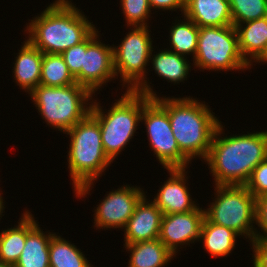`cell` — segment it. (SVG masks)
Listing matches in <instances>:
<instances>
[{"label": "cell", "instance_id": "6da1fadb", "mask_svg": "<svg viewBox=\"0 0 267 267\" xmlns=\"http://www.w3.org/2000/svg\"><path fill=\"white\" fill-rule=\"evenodd\" d=\"M222 129L219 124L205 159L215 185H245L254 168L267 159V131L220 138Z\"/></svg>", "mask_w": 267, "mask_h": 267}, {"label": "cell", "instance_id": "7a4b0ae2", "mask_svg": "<svg viewBox=\"0 0 267 267\" xmlns=\"http://www.w3.org/2000/svg\"><path fill=\"white\" fill-rule=\"evenodd\" d=\"M70 2L55 1L27 26L28 41L43 54H61L97 30Z\"/></svg>", "mask_w": 267, "mask_h": 267}, {"label": "cell", "instance_id": "3957f363", "mask_svg": "<svg viewBox=\"0 0 267 267\" xmlns=\"http://www.w3.org/2000/svg\"><path fill=\"white\" fill-rule=\"evenodd\" d=\"M168 112L173 135L180 151L191 161L193 156L206 159L220 122L205 103L184 98H155Z\"/></svg>", "mask_w": 267, "mask_h": 267}, {"label": "cell", "instance_id": "277c9868", "mask_svg": "<svg viewBox=\"0 0 267 267\" xmlns=\"http://www.w3.org/2000/svg\"><path fill=\"white\" fill-rule=\"evenodd\" d=\"M67 134L71 138L68 168L76 196L84 197L93 181L112 161L105 154L100 125L91 113L68 130Z\"/></svg>", "mask_w": 267, "mask_h": 267}, {"label": "cell", "instance_id": "5b68a950", "mask_svg": "<svg viewBox=\"0 0 267 267\" xmlns=\"http://www.w3.org/2000/svg\"><path fill=\"white\" fill-rule=\"evenodd\" d=\"M150 99L146 95L126 90L107 114L102 112L96 102L91 104L90 113L98 120L103 148L111 161L134 136L138 122L141 121L143 106Z\"/></svg>", "mask_w": 267, "mask_h": 267}, {"label": "cell", "instance_id": "8992f818", "mask_svg": "<svg viewBox=\"0 0 267 267\" xmlns=\"http://www.w3.org/2000/svg\"><path fill=\"white\" fill-rule=\"evenodd\" d=\"M29 94L46 123L64 133L84 119L92 107L86 102L93 93L78 83L60 87L39 84Z\"/></svg>", "mask_w": 267, "mask_h": 267}, {"label": "cell", "instance_id": "52a82bcc", "mask_svg": "<svg viewBox=\"0 0 267 267\" xmlns=\"http://www.w3.org/2000/svg\"><path fill=\"white\" fill-rule=\"evenodd\" d=\"M149 32L148 26H135L118 47H113L114 70L115 76L119 73L123 83L128 84V91L155 99L156 93L152 92L144 78L145 67L153 51Z\"/></svg>", "mask_w": 267, "mask_h": 267}, {"label": "cell", "instance_id": "ba28073f", "mask_svg": "<svg viewBox=\"0 0 267 267\" xmlns=\"http://www.w3.org/2000/svg\"><path fill=\"white\" fill-rule=\"evenodd\" d=\"M217 198L205 217L212 223L234 230L239 235L255 239L256 198L245 185H216Z\"/></svg>", "mask_w": 267, "mask_h": 267}, {"label": "cell", "instance_id": "9c48e42d", "mask_svg": "<svg viewBox=\"0 0 267 267\" xmlns=\"http://www.w3.org/2000/svg\"><path fill=\"white\" fill-rule=\"evenodd\" d=\"M193 61L196 67L215 71L244 70L250 66L241 55L234 25L200 27Z\"/></svg>", "mask_w": 267, "mask_h": 267}, {"label": "cell", "instance_id": "30bf717a", "mask_svg": "<svg viewBox=\"0 0 267 267\" xmlns=\"http://www.w3.org/2000/svg\"><path fill=\"white\" fill-rule=\"evenodd\" d=\"M141 120L146 124L149 142L165 169H185L189 159L180 151L173 135L168 112L153 98L144 106Z\"/></svg>", "mask_w": 267, "mask_h": 267}, {"label": "cell", "instance_id": "8fae6325", "mask_svg": "<svg viewBox=\"0 0 267 267\" xmlns=\"http://www.w3.org/2000/svg\"><path fill=\"white\" fill-rule=\"evenodd\" d=\"M98 31H94L86 39L81 72L75 77L76 83L89 89L92 93L102 84L115 78L113 47L97 41Z\"/></svg>", "mask_w": 267, "mask_h": 267}, {"label": "cell", "instance_id": "7c38bea8", "mask_svg": "<svg viewBox=\"0 0 267 267\" xmlns=\"http://www.w3.org/2000/svg\"><path fill=\"white\" fill-rule=\"evenodd\" d=\"M96 208L94 223L98 228H124L140 199L145 195L140 187L122 186L107 194Z\"/></svg>", "mask_w": 267, "mask_h": 267}, {"label": "cell", "instance_id": "4fadbf2b", "mask_svg": "<svg viewBox=\"0 0 267 267\" xmlns=\"http://www.w3.org/2000/svg\"><path fill=\"white\" fill-rule=\"evenodd\" d=\"M204 218L205 211L199 207L186 213L163 215L159 239L174 255L177 246L200 238Z\"/></svg>", "mask_w": 267, "mask_h": 267}, {"label": "cell", "instance_id": "5bb4252c", "mask_svg": "<svg viewBox=\"0 0 267 267\" xmlns=\"http://www.w3.org/2000/svg\"><path fill=\"white\" fill-rule=\"evenodd\" d=\"M145 195L135 207L133 215L129 218L124 229L125 245L139 241L159 239L162 219L161 210L154 202H146Z\"/></svg>", "mask_w": 267, "mask_h": 267}, {"label": "cell", "instance_id": "9a60e30c", "mask_svg": "<svg viewBox=\"0 0 267 267\" xmlns=\"http://www.w3.org/2000/svg\"><path fill=\"white\" fill-rule=\"evenodd\" d=\"M186 169H168L170 178L162 185L153 202L163 215L186 213L198 208L192 202L188 187L185 185Z\"/></svg>", "mask_w": 267, "mask_h": 267}, {"label": "cell", "instance_id": "2e32d148", "mask_svg": "<svg viewBox=\"0 0 267 267\" xmlns=\"http://www.w3.org/2000/svg\"><path fill=\"white\" fill-rule=\"evenodd\" d=\"M183 14L199 28L233 25L229 0H185Z\"/></svg>", "mask_w": 267, "mask_h": 267}, {"label": "cell", "instance_id": "e0dca14e", "mask_svg": "<svg viewBox=\"0 0 267 267\" xmlns=\"http://www.w3.org/2000/svg\"><path fill=\"white\" fill-rule=\"evenodd\" d=\"M242 25L235 26L239 49L244 60L251 66L252 59L260 62L267 52V16L246 22L244 28Z\"/></svg>", "mask_w": 267, "mask_h": 267}, {"label": "cell", "instance_id": "ac0fdd59", "mask_svg": "<svg viewBox=\"0 0 267 267\" xmlns=\"http://www.w3.org/2000/svg\"><path fill=\"white\" fill-rule=\"evenodd\" d=\"M14 65V78L22 89L31 93L39 84L43 53L28 40L19 50Z\"/></svg>", "mask_w": 267, "mask_h": 267}, {"label": "cell", "instance_id": "d6986e66", "mask_svg": "<svg viewBox=\"0 0 267 267\" xmlns=\"http://www.w3.org/2000/svg\"><path fill=\"white\" fill-rule=\"evenodd\" d=\"M17 227L0 233V261L14 266L25 247L27 234L37 225L32 214L25 211Z\"/></svg>", "mask_w": 267, "mask_h": 267}, {"label": "cell", "instance_id": "ffe728a7", "mask_svg": "<svg viewBox=\"0 0 267 267\" xmlns=\"http://www.w3.org/2000/svg\"><path fill=\"white\" fill-rule=\"evenodd\" d=\"M132 254L128 267H164L174 256L160 239L124 245Z\"/></svg>", "mask_w": 267, "mask_h": 267}, {"label": "cell", "instance_id": "44dd1931", "mask_svg": "<svg viewBox=\"0 0 267 267\" xmlns=\"http://www.w3.org/2000/svg\"><path fill=\"white\" fill-rule=\"evenodd\" d=\"M38 226L27 234L24 250L13 267H50L49 242L54 234L45 235Z\"/></svg>", "mask_w": 267, "mask_h": 267}, {"label": "cell", "instance_id": "7402d4cb", "mask_svg": "<svg viewBox=\"0 0 267 267\" xmlns=\"http://www.w3.org/2000/svg\"><path fill=\"white\" fill-rule=\"evenodd\" d=\"M240 236L234 230L210 222L206 217L201 226L200 238L211 256H226L235 247V238Z\"/></svg>", "mask_w": 267, "mask_h": 267}, {"label": "cell", "instance_id": "603a6c76", "mask_svg": "<svg viewBox=\"0 0 267 267\" xmlns=\"http://www.w3.org/2000/svg\"><path fill=\"white\" fill-rule=\"evenodd\" d=\"M50 267H92L75 245L54 234L49 242Z\"/></svg>", "mask_w": 267, "mask_h": 267}, {"label": "cell", "instance_id": "cb8c5ba5", "mask_svg": "<svg viewBox=\"0 0 267 267\" xmlns=\"http://www.w3.org/2000/svg\"><path fill=\"white\" fill-rule=\"evenodd\" d=\"M152 57L150 60L152 59L153 68L159 77L175 83L187 78L190 66L185 56L164 49Z\"/></svg>", "mask_w": 267, "mask_h": 267}, {"label": "cell", "instance_id": "d4e9b609", "mask_svg": "<svg viewBox=\"0 0 267 267\" xmlns=\"http://www.w3.org/2000/svg\"><path fill=\"white\" fill-rule=\"evenodd\" d=\"M75 78L61 54H43L40 84L49 87L69 86L75 84Z\"/></svg>", "mask_w": 267, "mask_h": 267}, {"label": "cell", "instance_id": "484cf974", "mask_svg": "<svg viewBox=\"0 0 267 267\" xmlns=\"http://www.w3.org/2000/svg\"><path fill=\"white\" fill-rule=\"evenodd\" d=\"M181 23L175 22L170 30V43L173 52L185 56L186 54H194L197 51V42L199 27L190 19L184 18ZM175 50V51H174Z\"/></svg>", "mask_w": 267, "mask_h": 267}, {"label": "cell", "instance_id": "4316f807", "mask_svg": "<svg viewBox=\"0 0 267 267\" xmlns=\"http://www.w3.org/2000/svg\"><path fill=\"white\" fill-rule=\"evenodd\" d=\"M233 25L267 16V0H229Z\"/></svg>", "mask_w": 267, "mask_h": 267}, {"label": "cell", "instance_id": "83f0119b", "mask_svg": "<svg viewBox=\"0 0 267 267\" xmlns=\"http://www.w3.org/2000/svg\"><path fill=\"white\" fill-rule=\"evenodd\" d=\"M121 4L127 25L147 26V17L151 12L148 0H121Z\"/></svg>", "mask_w": 267, "mask_h": 267}, {"label": "cell", "instance_id": "f1b7e54d", "mask_svg": "<svg viewBox=\"0 0 267 267\" xmlns=\"http://www.w3.org/2000/svg\"><path fill=\"white\" fill-rule=\"evenodd\" d=\"M245 187L255 198L267 194V159L254 168Z\"/></svg>", "mask_w": 267, "mask_h": 267}, {"label": "cell", "instance_id": "f546056e", "mask_svg": "<svg viewBox=\"0 0 267 267\" xmlns=\"http://www.w3.org/2000/svg\"><path fill=\"white\" fill-rule=\"evenodd\" d=\"M84 53H86V40L61 53L64 62L68 66L69 72L74 78L81 72Z\"/></svg>", "mask_w": 267, "mask_h": 267}, {"label": "cell", "instance_id": "4dcf8cb0", "mask_svg": "<svg viewBox=\"0 0 267 267\" xmlns=\"http://www.w3.org/2000/svg\"><path fill=\"white\" fill-rule=\"evenodd\" d=\"M255 223L264 231L261 235L255 229V239H267V194L256 198Z\"/></svg>", "mask_w": 267, "mask_h": 267}, {"label": "cell", "instance_id": "1f68e13d", "mask_svg": "<svg viewBox=\"0 0 267 267\" xmlns=\"http://www.w3.org/2000/svg\"><path fill=\"white\" fill-rule=\"evenodd\" d=\"M254 267H267V239H253Z\"/></svg>", "mask_w": 267, "mask_h": 267}, {"label": "cell", "instance_id": "d6a6232c", "mask_svg": "<svg viewBox=\"0 0 267 267\" xmlns=\"http://www.w3.org/2000/svg\"><path fill=\"white\" fill-rule=\"evenodd\" d=\"M149 5L155 9H165V10H174L181 8L182 13H184L185 0H148Z\"/></svg>", "mask_w": 267, "mask_h": 267}, {"label": "cell", "instance_id": "836d02e7", "mask_svg": "<svg viewBox=\"0 0 267 267\" xmlns=\"http://www.w3.org/2000/svg\"><path fill=\"white\" fill-rule=\"evenodd\" d=\"M3 208H4V206H3V198H2L1 193H0V215H2L1 213H3Z\"/></svg>", "mask_w": 267, "mask_h": 267}, {"label": "cell", "instance_id": "e575fe53", "mask_svg": "<svg viewBox=\"0 0 267 267\" xmlns=\"http://www.w3.org/2000/svg\"><path fill=\"white\" fill-rule=\"evenodd\" d=\"M0 267H13V266L10 265V264H6V263H3L2 261H0Z\"/></svg>", "mask_w": 267, "mask_h": 267}, {"label": "cell", "instance_id": "d590c367", "mask_svg": "<svg viewBox=\"0 0 267 267\" xmlns=\"http://www.w3.org/2000/svg\"><path fill=\"white\" fill-rule=\"evenodd\" d=\"M260 61L267 62V52H266L265 56Z\"/></svg>", "mask_w": 267, "mask_h": 267}]
</instances>
